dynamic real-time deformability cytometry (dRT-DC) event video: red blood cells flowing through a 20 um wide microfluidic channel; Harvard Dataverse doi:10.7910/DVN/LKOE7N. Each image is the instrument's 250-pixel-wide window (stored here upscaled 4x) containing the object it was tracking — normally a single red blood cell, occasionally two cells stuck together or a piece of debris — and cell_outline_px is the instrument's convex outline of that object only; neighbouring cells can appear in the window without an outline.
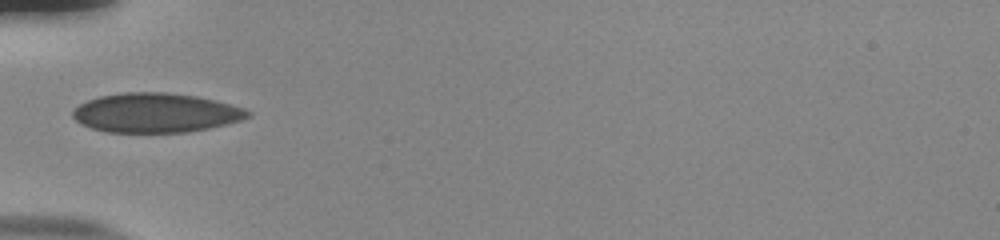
{"species": "human", "species_latin": "Homo sapiens", "temperature_condition": "room temperature", "stored_images_in_passage": 30, "camera_frame_rate_fps": 3000, "um_per_image_px": 0.085, "donor": {"sex": "male"}, "frame": {"image": 1, "passage_image": 1, "time_ms": 0.0, "image_size_px": [1000, 240], "cell_outline_px": [[252, 116], [240, 120], [208, 128], [188, 132], [108, 132], [92, 128], [80, 124], [72, 116], [72, 108], [88, 100], [100, 96], [124, 92], [168, 92], [196, 96], [244, 108], [252, 112]], "centroid_in_image_um": [13.2, 9.58], "position_along_channel_um": 71.8, "area_um2": 40.06}}
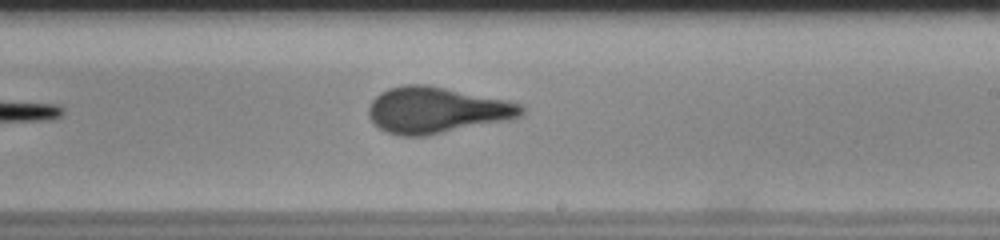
{"frame": {"image": 2, "passage_image": 15, "time_ms": 4.667, "image_size_px": [1000, 240], "cell_outline_px": [[524, 112], [520, 116], [512, 120], [428, 136], [400, 136], [388, 132], [380, 128], [368, 116], [368, 108], [372, 100], [380, 92], [388, 88], [404, 84], [424, 84], [508, 100], [520, 104], [524, 108]], "centroid_in_image_um": [37.13, 9.37], "position_along_channel_um": 251.9, "area_um2": 41.44}}
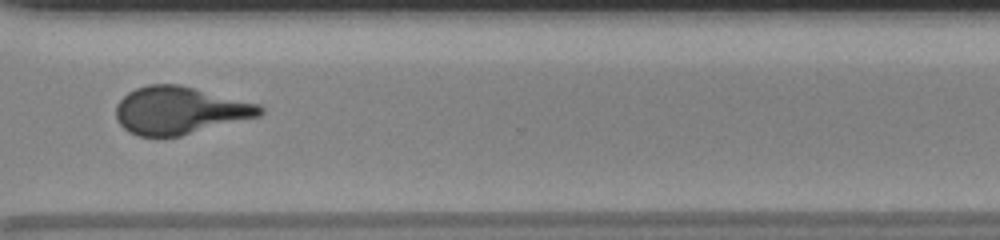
{"frame": {"image": 3, "passage_image": 23, "time_ms": 7.333, "image_size_px": [1000, 240], "cell_outline_px": [[264, 112], [260, 116], [180, 136], [140, 136], [128, 132], [116, 120], [116, 104], [128, 92], [136, 88], [148, 84], [180, 84], [260, 104], [264, 108]], "centroid_in_image_um": [15.28, 9.38], "position_along_channel_um": 355.3, "area_um2": 40.0}, "authors_computed_cell_mechanics": {"area_um2": 39.7375, "velocity_mm_per_s": 3.8725, "shape_relaxation_time_tau1_ms": 9.6627, "shape_relaxation_time_tau2_ms": null, "deformation_change_tau1": 0.2093, "deformation_change_tau2": null}}